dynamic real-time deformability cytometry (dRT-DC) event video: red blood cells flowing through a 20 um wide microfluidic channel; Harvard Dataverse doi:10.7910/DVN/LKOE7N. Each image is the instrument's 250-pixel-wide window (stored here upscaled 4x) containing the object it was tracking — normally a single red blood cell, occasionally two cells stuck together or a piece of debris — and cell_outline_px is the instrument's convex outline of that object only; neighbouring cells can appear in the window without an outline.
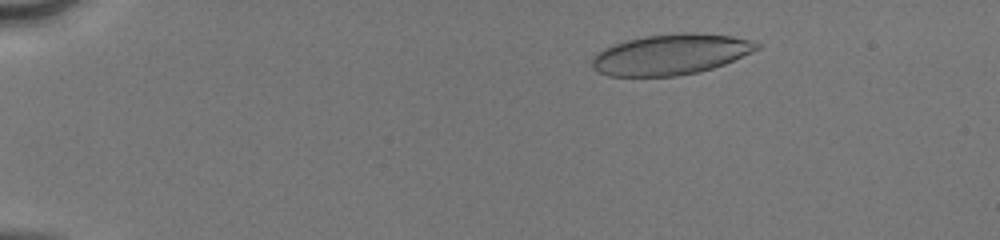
{"species": "human", "species_latin": "Homo sapiens", "temperature_condition": "cold", "stored_images_in_passage": 49, "camera_frame_rate_fps": 3000, "um_per_image_px": 0.085, "donor": {"sex": "male"}, "frame": {"image": 1, "passage_image": 7, "time_ms": 2.0, "image_size_px": [1000, 240], "cell_outline_px": [[764, 44], [760, 48], [752, 52], [724, 64], [700, 72], [676, 76], [608, 76], [592, 68], [592, 56], [596, 52], [612, 44], [624, 40], [644, 36], [680, 32], [696, 32], [732, 36], [752, 40]], "centroid_in_image_um": [57.02, 4.61], "position_along_channel_um": 28.0, "area_um2": 39.48}}
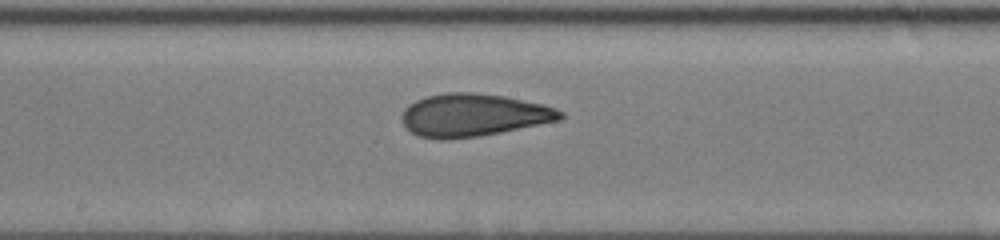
{"frame": {"image": 2, "passage_image": 27, "time_ms": 8.667, "image_size_px": [1000, 240], "cell_outline_px": [[564, 116], [560, 120], [480, 136], [444, 140], [440, 140], [420, 136], [412, 132], [400, 120], [400, 116], [404, 108], [408, 104], [416, 100], [428, 96], [448, 92], [472, 92], [504, 96], [544, 104], [556, 108], [564, 112]], "centroid_in_image_um": [40.22, 9.78], "position_along_channel_um": 208.0, "area_um2": 39.54}}
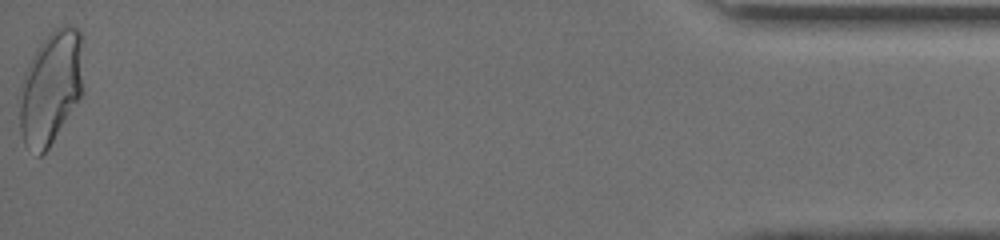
{"frame": {"image": 3, "passage_image": 49, "time_ms": 16.0, "image_size_px": [1000, 240], "cell_outline_px": [[84, 92], [48, 148], [40, 156], [36, 156], [24, 144], [20, 132], [20, 88], [24, 72], [36, 48], [56, 28], [64, 24], [68, 24], [80, 28], [84, 36]], "centroid_in_image_um": [4.38, 7.39], "position_along_channel_um": 430.8, "area_um2": 43.12}, "authors_computed_cell_mechanics": {"area_um2": 39.1306, "velocity_mm_per_s": 4.1421, "shape_relaxation_time_tau1_ms": 6.2901, "shape_relaxation_time_tau2_ms": 1.2282, "deformation_change_tau1": 0.19, "deformation_change_tau2": 0.0788}}